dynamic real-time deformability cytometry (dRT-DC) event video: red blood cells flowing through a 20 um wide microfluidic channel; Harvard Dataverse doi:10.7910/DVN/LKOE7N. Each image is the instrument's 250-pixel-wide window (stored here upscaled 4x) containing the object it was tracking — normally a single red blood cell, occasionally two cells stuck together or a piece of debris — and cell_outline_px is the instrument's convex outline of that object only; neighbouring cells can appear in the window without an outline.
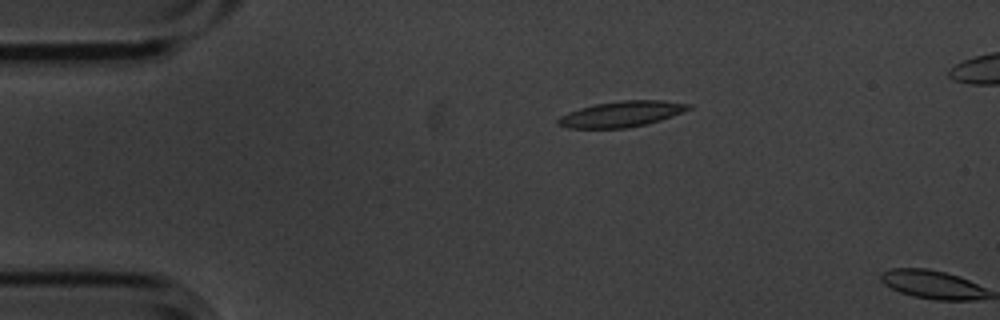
{"species": "common noctule bat (a hibernating species)", "species_latin": "Nyctalus noctula", "temperature_condition": "cold", "stored_images_in_passage": 2, "camera_frame_rate_fps": 3000, "um_per_image_px": 0.085, "animal": {"sex": "male", "body_mass_g": 20.1, "forearm_length_mm": 53.5}, "frame": {"image": 1, "passage_image": 1, "time_ms": 0.0, "image_size_px": [1000, 320], "cell_outline_px": [[692, 108], [672, 116], [660, 120], [644, 124], [624, 128], [568, 128], [556, 124], [556, 120], [560, 116], [568, 112], [580, 108], [596, 104], [624, 100], [664, 100], [692, 104]], "centroid_in_image_um": [52.82, 9.69], "position_along_channel_um": 32.2, "area_um2": 19.48}}